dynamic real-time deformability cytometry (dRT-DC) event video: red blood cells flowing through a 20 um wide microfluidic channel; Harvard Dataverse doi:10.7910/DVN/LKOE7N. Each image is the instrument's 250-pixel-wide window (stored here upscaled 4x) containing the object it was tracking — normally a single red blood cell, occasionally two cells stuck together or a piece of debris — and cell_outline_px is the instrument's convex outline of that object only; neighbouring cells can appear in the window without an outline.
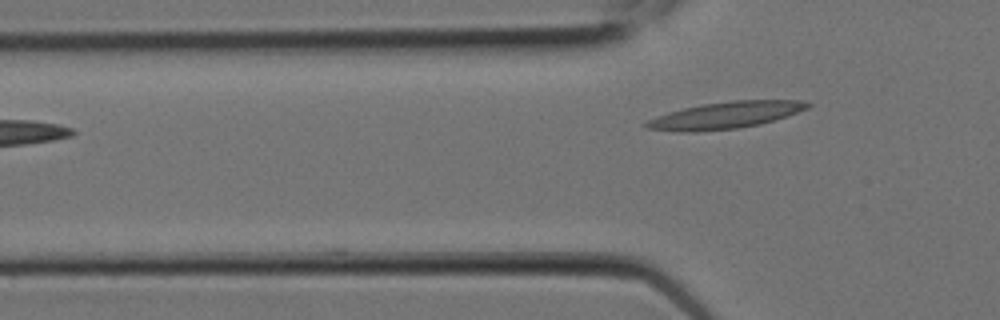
{"species": "Egyptian fruit bat (a non-hibernating species)", "species_latin": "Rousettus aegyptiacus", "temperature_condition": "room temperature", "stored_images_in_passage": 5, "segment_of_instrument_passage": [2, 2], "camera_frame_rate_fps": 3000, "um_per_image_px": 0.085, "animal": {"sex": "female"}, "frame": {"image": 1, "passage_image": 5, "time_ms": 1.333, "image_size_px": [1000, 320], "cell_outline_px": [[812, 104], [808, 108], [760, 124], [736, 128], [696, 132], [676, 132], [648, 128], [644, 124], [648, 120], [656, 116], [668, 112], [684, 108], [704, 104], [732, 100], [800, 100]], "centroid_in_image_um": [61.62, 9.79], "position_along_channel_um": 64.2, "area_um2": 24.85}}